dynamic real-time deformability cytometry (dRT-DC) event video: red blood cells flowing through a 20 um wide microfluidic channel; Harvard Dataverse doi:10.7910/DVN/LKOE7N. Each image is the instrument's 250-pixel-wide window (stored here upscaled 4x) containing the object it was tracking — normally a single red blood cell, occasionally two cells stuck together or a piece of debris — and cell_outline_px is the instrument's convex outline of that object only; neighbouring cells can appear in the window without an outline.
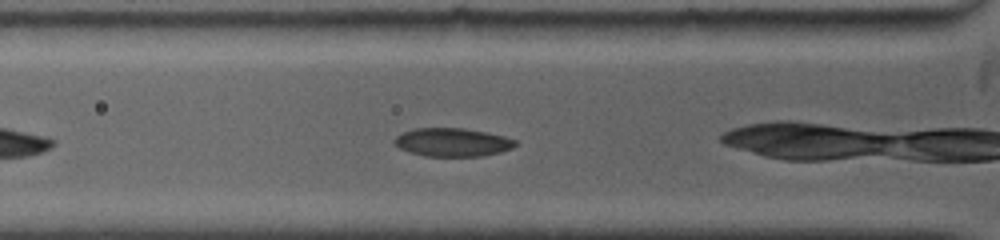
{"species": "common noctule bat (a hibernating species)", "species_latin": "Nyctalus noctula", "temperature_condition": "warm", "stored_images_in_passage": 13, "camera_frame_rate_fps": 5000, "um_per_image_px": 0.085, "animal": {"sex": "female", "body_mass_g": 19.0, "forearm_length_mm": 53.3}, "frame": {"image": 1, "passage_image": 3, "time_ms": 0.4, "image_size_px": [1000, 240], "cell_outline_px": [[516, 144], [512, 148], [500, 152], [480, 156], [424, 156], [400, 148], [392, 140], [396, 136], [404, 132], [416, 128], [464, 128], [488, 132], [504, 136], [516, 140]], "centroid_in_image_um": [38.47, 12.08], "position_along_channel_um": 87.3, "area_um2": 19.88}}
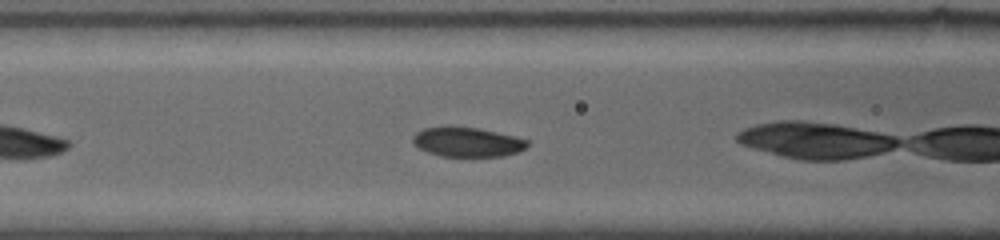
{"frame": {"image": 2, "passage_image": 7, "time_ms": 1.4, "image_size_px": [1000, 240], "cell_outline_px": [[528, 144], [524, 148], [516, 152], [504, 156], [440, 156], [428, 152], [412, 144], [412, 136], [416, 132], [424, 128], [444, 124], [448, 124], [480, 128], [516, 136], [528, 140]], "centroid_in_image_um": [39.66, 12.03], "position_along_channel_um": 126.9, "area_um2": 20.23}}